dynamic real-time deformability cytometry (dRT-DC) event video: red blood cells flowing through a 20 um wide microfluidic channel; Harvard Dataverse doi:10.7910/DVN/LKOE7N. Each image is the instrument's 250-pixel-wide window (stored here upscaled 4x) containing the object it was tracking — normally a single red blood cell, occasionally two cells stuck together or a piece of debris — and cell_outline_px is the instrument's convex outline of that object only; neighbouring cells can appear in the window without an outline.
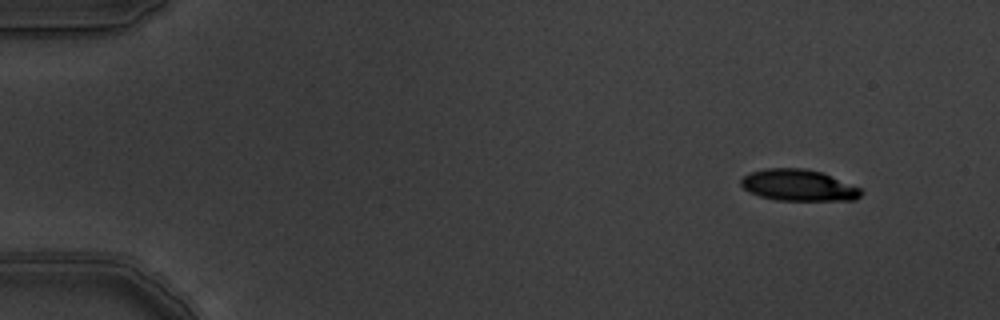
{"species": "common noctule bat (a hibernating species)", "species_latin": "Nyctalus noctula", "temperature_condition": "warm", "stored_images_in_passage": 5, "camera_frame_rate_fps": 3000, "um_per_image_px": 0.085, "animal": {"sex": "male", "body_mass_g": 19.5, "forearm_length_mm": 54.6}, "frame": {"image": 1, "passage_image": 1, "time_ms": 0.0, "image_size_px": [1000, 320], "cell_outline_px": [[864, 192], [856, 200], [776, 200], [760, 196], [748, 192], [740, 184], [740, 180], [744, 176], [752, 172], [764, 168], [804, 168], [824, 172], [860, 188]], "centroid_in_image_um": [67.88, 15.74], "position_along_channel_um": 17.1, "area_um2": 22.14}}
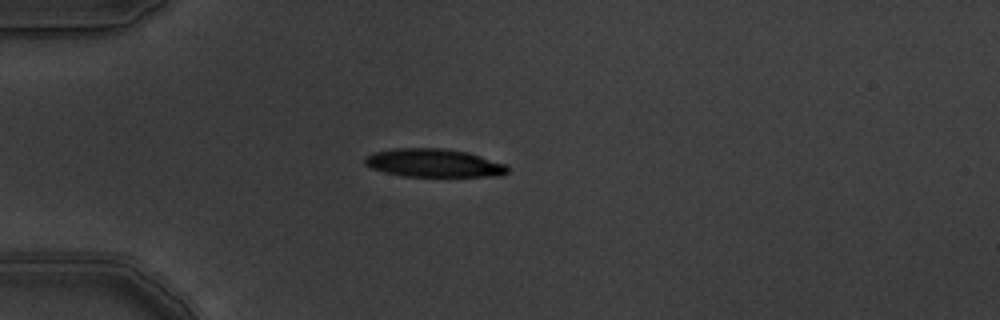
{"frame": {"image": 2, "passage_image": 4, "time_ms": 1.0, "image_size_px": [1000, 320], "cell_outline_px": [[508, 172], [504, 176], [404, 176], [384, 172], [372, 168], [364, 164], [364, 156], [376, 152], [396, 148], [444, 148], [468, 152], [504, 164], [508, 168]], "centroid_in_image_um": [36.86, 13.85], "position_along_channel_um": 48.1, "area_um2": 23.41}}